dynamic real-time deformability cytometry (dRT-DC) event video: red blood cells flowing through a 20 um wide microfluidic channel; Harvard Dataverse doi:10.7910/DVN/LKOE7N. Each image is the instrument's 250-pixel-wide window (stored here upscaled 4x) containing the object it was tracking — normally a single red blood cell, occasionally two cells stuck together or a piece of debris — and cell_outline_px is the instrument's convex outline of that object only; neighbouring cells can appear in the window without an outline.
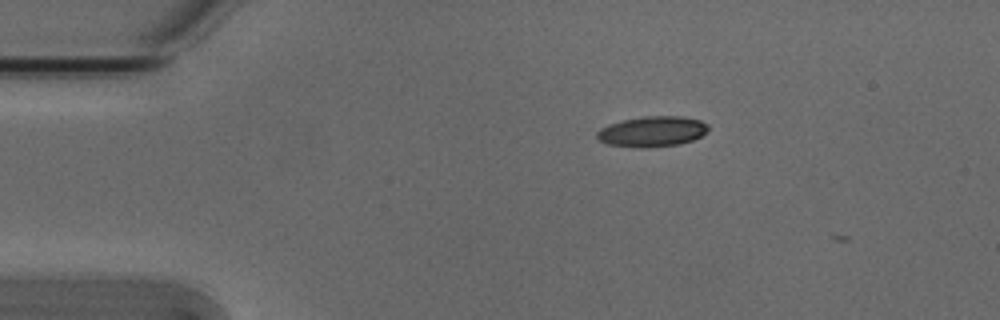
{"species": "Egyptian fruit bat (a non-hibernating species)", "species_latin": "Rousettus aegyptiacus", "temperature_condition": "cold", "stored_images_in_passage": 3, "camera_frame_rate_fps": 3000, "um_per_image_px": 0.085, "animal": {"sex": "male"}, "frame": {"image": 1, "passage_image": 1, "time_ms": 0.0, "image_size_px": [1000, 320], "cell_outline_px": [[708, 128], [700, 136], [692, 140], [680, 144], [648, 148], [640, 148], [608, 144], [600, 140], [596, 136], [596, 132], [600, 128], [608, 124], [624, 120], [644, 116], [680, 116], [700, 120], [708, 124]], "centroid_in_image_um": [55.42, 11.18], "position_along_channel_um": 29.6, "area_um2": 19.71}}